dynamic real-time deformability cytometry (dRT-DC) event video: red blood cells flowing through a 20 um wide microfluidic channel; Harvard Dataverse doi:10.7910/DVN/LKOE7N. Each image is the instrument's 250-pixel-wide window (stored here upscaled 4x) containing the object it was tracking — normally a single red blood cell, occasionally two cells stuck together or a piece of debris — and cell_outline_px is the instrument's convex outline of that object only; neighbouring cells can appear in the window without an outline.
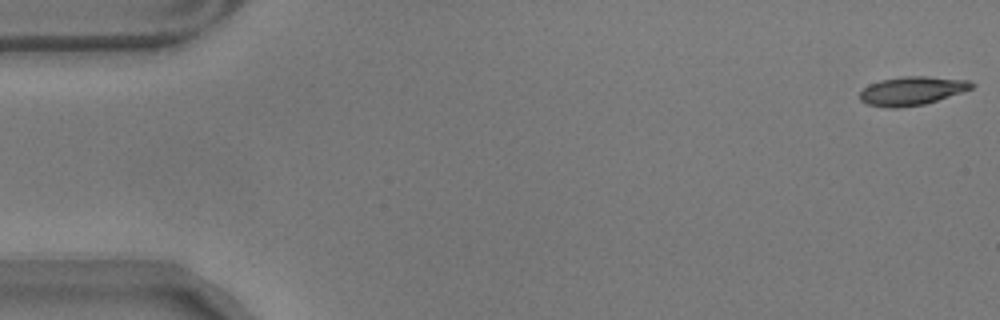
{"species": "common noctule bat (a hibernating species)", "species_latin": "Nyctalus noctula", "temperature_condition": "warm", "stored_images_in_passage": 57, "camera_frame_rate_fps": 3000, "um_per_image_px": 0.085, "animal": {"sex": "male", "body_mass_g": 17.9}, "frame": {"image": 1, "passage_image": 1, "time_ms": 0.0, "image_size_px": [1000, 320], "cell_outline_px": [[976, 84], [972, 88], [924, 104], [896, 108], [888, 108], [868, 104], [860, 100], [860, 92], [868, 84], [880, 80], [900, 76], [928, 76], [972, 80]], "centroid_in_image_um": [77.51, 7.7], "position_along_channel_um": 7.5, "area_um2": 18.67}}
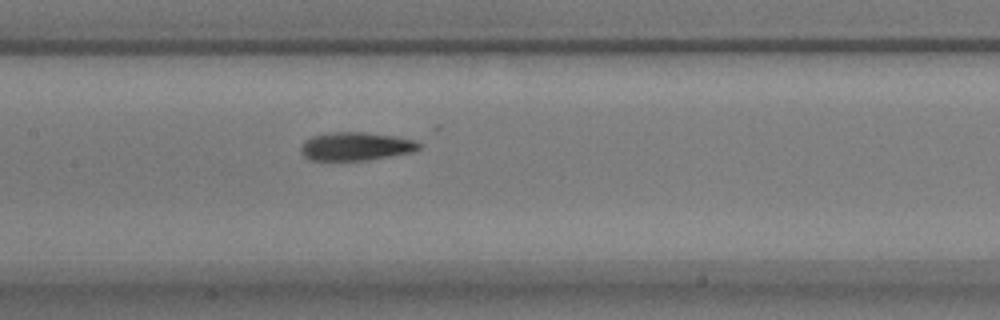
{"frame": {"image": 2, "passage_image": 27, "time_ms": 8.667, "image_size_px": [1000, 320], "cell_outline_px": [[420, 148], [412, 152], [368, 160], [312, 160], [304, 156], [300, 152], [300, 148], [304, 140], [312, 136], [332, 132], [364, 132], [396, 136], [412, 140], [420, 144]], "centroid_in_image_um": [30.21, 12.44], "position_along_channel_um": 177.2, "area_um2": 19.42}}
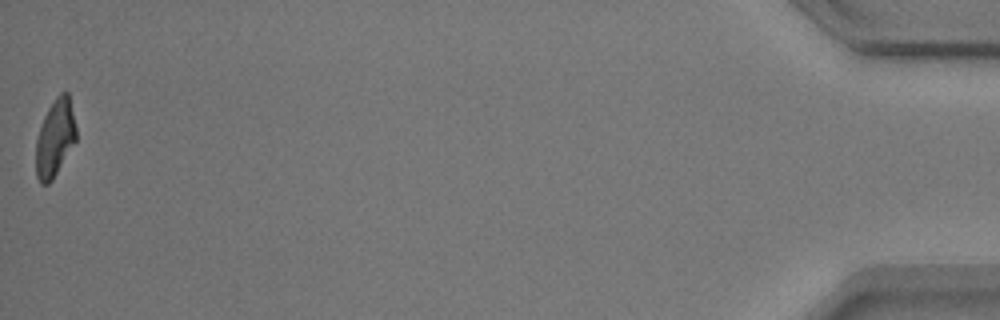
{"frame": {"image": 3, "passage_image": 57, "time_ms": 18.667, "image_size_px": [1000, 320], "cell_outline_px": [[76, 140], [52, 180], [48, 184], [40, 184], [36, 176], [36, 140], [44, 116], [48, 108], [56, 96], [60, 92], [68, 92], [76, 128]], "centroid_in_image_um": [4.67, 11.74], "position_along_channel_um": 430.5, "area_um2": 17.92}, "authors_computed_cell_mechanics": {"area_um2": 19.2474, "velocity_mm_per_s": 3.5196, "shape_relaxation_time_tau1_ms": 3.3775, "shape_relaxation_time_tau2_ms": 4.1535, "deformation_change_tau1": 0.1601, "deformation_change_tau2": 0.1108}}